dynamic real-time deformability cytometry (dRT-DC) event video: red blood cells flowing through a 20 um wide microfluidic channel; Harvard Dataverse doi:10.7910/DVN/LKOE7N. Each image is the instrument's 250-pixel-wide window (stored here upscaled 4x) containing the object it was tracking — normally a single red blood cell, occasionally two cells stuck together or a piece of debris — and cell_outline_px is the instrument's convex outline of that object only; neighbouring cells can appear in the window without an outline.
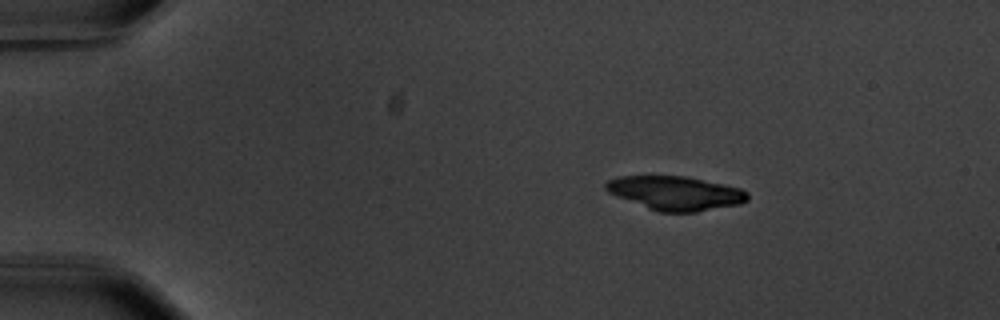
{"species": "common noctule bat (a hibernating species)", "species_latin": "Nyctalus noctula", "temperature_condition": "warm", "stored_images_in_passage": 15, "camera_frame_rate_fps": 3000, "um_per_image_px": 0.085, "animal": {"sex": "male", "body_mass_g": 20.1, "forearm_length_mm": 53.5}, "frame": {"image": 1, "passage_image": 1, "time_ms": 0.0, "image_size_px": [1000, 320], "cell_outline_px": [[748, 200], [740, 204], [696, 212], [660, 212], [648, 208], [616, 196], [608, 192], [604, 188], [604, 184], [608, 180], [616, 176], [684, 176], [724, 184], [740, 188], [748, 192]], "centroid_in_image_um": [57.4, 16.41], "position_along_channel_um": 27.6, "area_um2": 28.03}}